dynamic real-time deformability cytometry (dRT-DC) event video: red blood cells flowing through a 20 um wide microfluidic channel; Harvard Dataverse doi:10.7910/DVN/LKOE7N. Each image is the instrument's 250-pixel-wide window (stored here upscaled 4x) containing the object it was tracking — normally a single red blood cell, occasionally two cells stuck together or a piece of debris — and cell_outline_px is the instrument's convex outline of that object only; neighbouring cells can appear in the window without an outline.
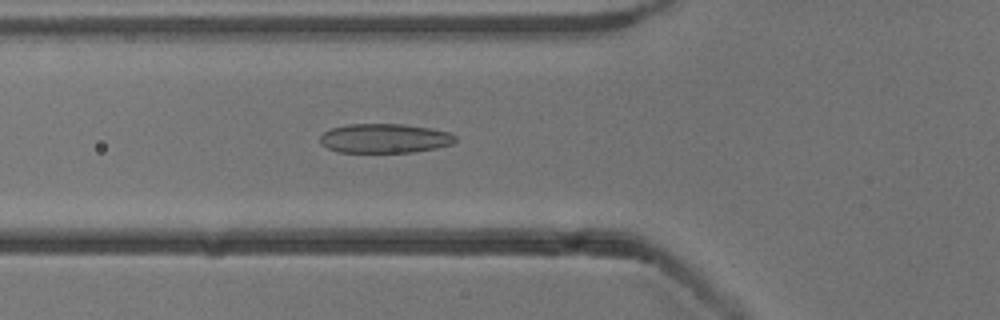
{"species": "common noctule bat (a hibernating species)", "species_latin": "Nyctalus noctula", "temperature_condition": "cold", "stored_images_in_passage": 48, "camera_frame_rate_fps": 3000, "um_per_image_px": 0.085, "animal": {"sex": "male", "body_mass_g": 13.3}, "frame": {"image": 1, "passage_image": 18, "time_ms": 5.667, "image_size_px": [1000, 320], "cell_outline_px": [[456, 140], [452, 144], [436, 148], [412, 152], [336, 152], [320, 144], [320, 136], [324, 132], [332, 128], [348, 124], [404, 124], [432, 128], [448, 132], [456, 136]], "centroid_in_image_um": [32.69, 11.76], "position_along_channel_um": 93.1, "area_um2": 23.18}}
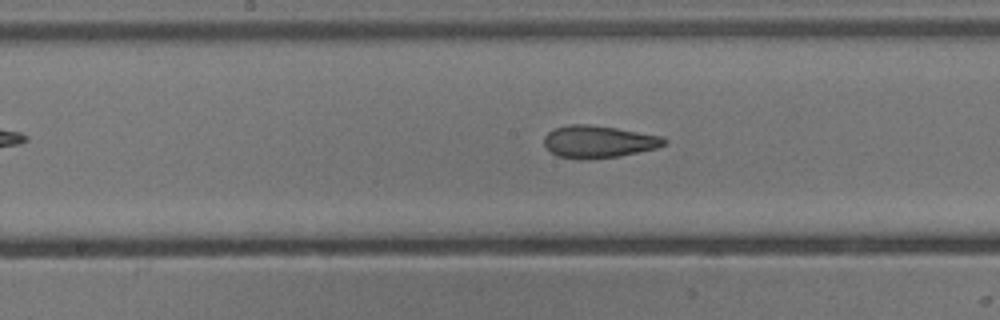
{"frame": {"image": 2, "passage_image": 26, "time_ms": 8.333, "image_size_px": [1000, 320], "cell_outline_px": [[668, 140], [664, 144], [656, 148], [620, 156], [556, 156], [544, 144], [544, 136], [548, 132], [556, 128], [568, 124], [588, 124], [616, 128], [664, 136]], "centroid_in_image_um": [50.92, 11.99], "position_along_channel_um": 197.3, "area_um2": 21.73}}
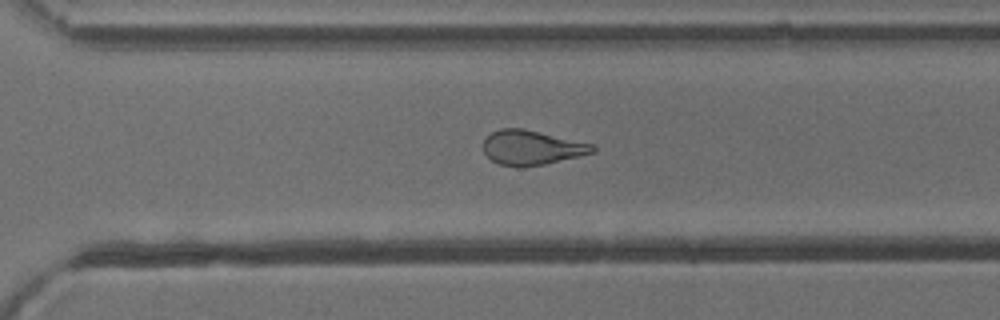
{"frame": {"image": 3, "passage_image": 36, "time_ms": 11.667, "image_size_px": [1000, 320], "cell_outline_px": [[596, 152], [544, 164], [500, 164], [492, 160], [484, 152], [484, 140], [492, 132], [500, 128], [524, 128], [596, 144]], "centroid_in_image_um": [45.26, 12.49], "position_along_channel_um": 325.3, "area_um2": 21.56}}